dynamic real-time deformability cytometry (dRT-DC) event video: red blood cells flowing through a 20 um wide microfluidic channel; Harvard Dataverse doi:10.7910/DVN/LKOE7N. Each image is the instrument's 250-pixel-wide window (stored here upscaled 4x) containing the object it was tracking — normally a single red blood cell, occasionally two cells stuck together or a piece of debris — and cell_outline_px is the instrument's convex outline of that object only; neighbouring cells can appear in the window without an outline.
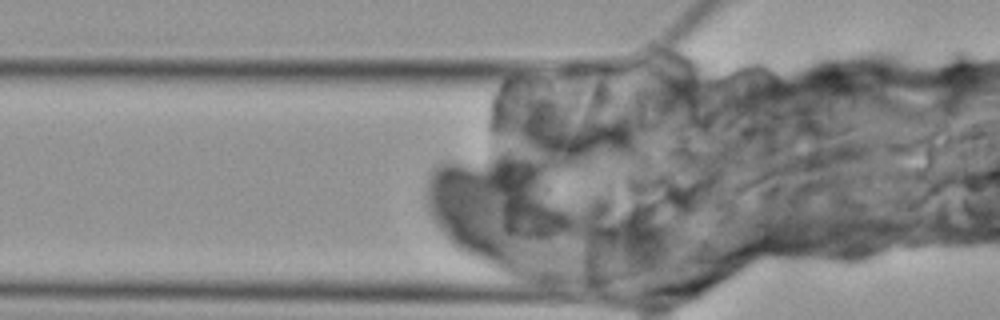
{"species": "Egyptian fruit bat (a non-hibernating species)", "species_latin": "Rousettus aegyptiacus", "temperature_condition": "cold", "stored_images_in_passage": 3, "camera_frame_rate_fps": 3000, "um_per_image_px": 0.085, "animal": {"sex": "female"}, "frame": {"image": 1, "passage_image": 2, "time_ms": 1.333, "image_size_px": [1000, 320], "cell_outline_px": [[568, 220], [548, 232], [540, 232], [504, 220], [500, 208], [496, 180], [496, 176], [500, 164], [532, 172]], "centroid_in_image_um": [44.76, 17.05], "position_along_channel_um": 81.0, "area_um2": 21.91}}